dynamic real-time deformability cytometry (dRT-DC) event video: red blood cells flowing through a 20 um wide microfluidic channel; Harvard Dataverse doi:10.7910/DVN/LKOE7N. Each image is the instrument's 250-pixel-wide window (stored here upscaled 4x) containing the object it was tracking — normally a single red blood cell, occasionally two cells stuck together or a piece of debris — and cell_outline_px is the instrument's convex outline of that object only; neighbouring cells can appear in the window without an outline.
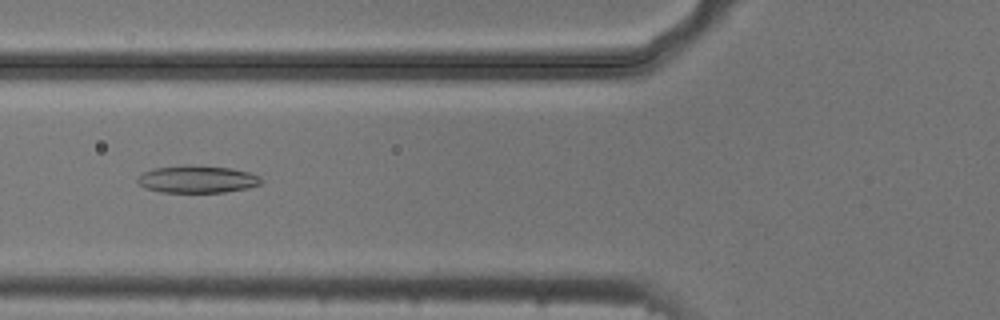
{"species": "common noctule bat (a hibernating species)", "species_latin": "Nyctalus noctula", "temperature_condition": "cold", "stored_images_in_passage": 37, "camera_frame_rate_fps": 3000, "um_per_image_px": 0.085, "animal": {"sex": "male", "body_mass_g": 20.5, "forearm_length_mm": 52.5}, "frame": {"image": 1, "passage_image": 15, "time_ms": 4.667, "image_size_px": [1000, 320], "cell_outline_px": [[260, 184], [248, 188], [224, 192], [160, 192], [144, 188], [136, 180], [136, 176], [152, 168], [184, 164], [232, 168], [248, 172], [260, 176]], "centroid_in_image_um": [16.7, 15.22], "position_along_channel_um": 109.1, "area_um2": 19.88}}
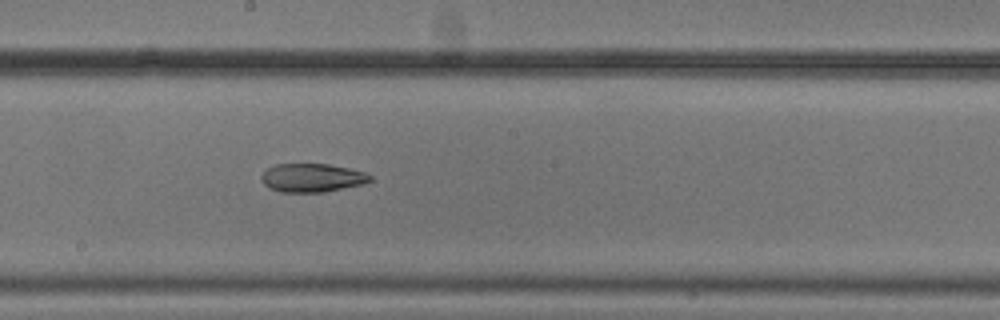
{"frame": {"image": 2, "passage_image": 24, "time_ms": 7.667, "image_size_px": [1000, 320], "cell_outline_px": [[372, 180], [364, 184], [324, 192], [280, 192], [268, 188], [264, 184], [260, 176], [268, 168], [276, 164], [328, 164], [348, 168], [364, 172], [372, 176]], "centroid_in_image_um": [26.52, 15.12], "position_along_channel_um": 221.7, "area_um2": 18.09}}
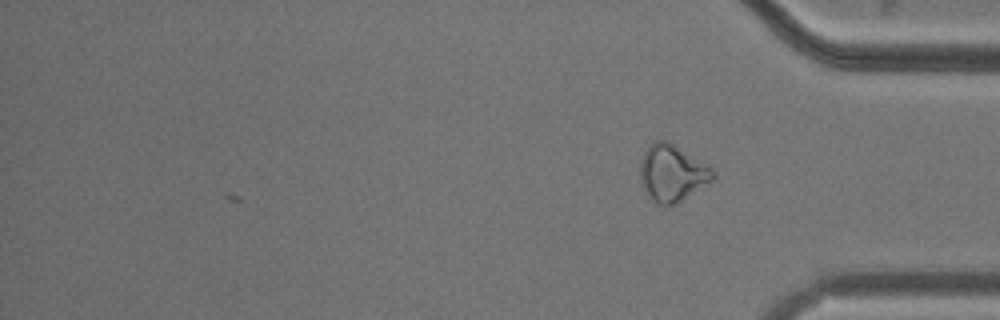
{"frame": {"image": 3, "passage_image": 37, "time_ms": 12.0, "image_size_px": [1000, 320], "cell_outline_px": [[716, 176], [712, 180], [676, 204], [660, 204], [652, 200], [648, 196], [644, 188], [640, 176], [640, 160], [644, 152], [656, 140], [668, 140], [712, 164], [716, 172]], "centroid_in_image_um": [57.2, 14.66], "position_along_channel_um": 378.0, "area_um2": 24.39}, "authors_computed_cell_mechanics": {"area_um2": 19.7676, "velocity_mm_per_s": 3.728, "shape_relaxation_time_tau1_ms": null, "shape_relaxation_time_tau2_ms": 6.9329, "deformation_change_tau1": null, "deformation_change_tau2": 0.156}}